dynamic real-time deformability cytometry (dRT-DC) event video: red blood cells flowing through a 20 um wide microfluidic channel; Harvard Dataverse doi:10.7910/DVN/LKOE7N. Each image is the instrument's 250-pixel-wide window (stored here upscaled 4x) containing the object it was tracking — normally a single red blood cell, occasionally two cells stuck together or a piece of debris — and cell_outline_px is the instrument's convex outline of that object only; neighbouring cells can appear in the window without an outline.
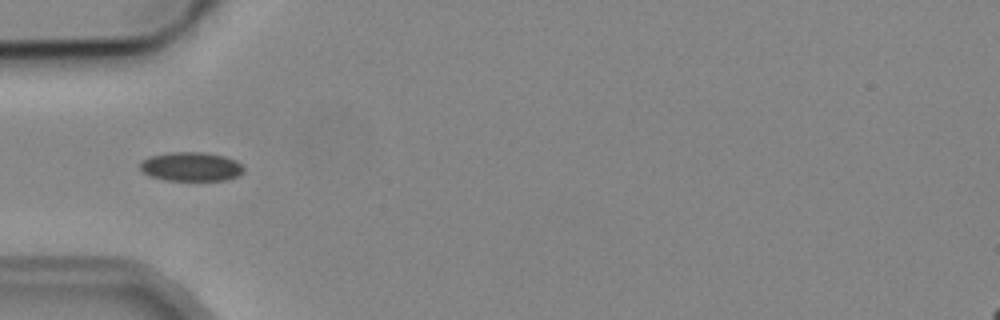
{"species": "common noctule bat (a hibernating species)", "species_latin": "Nyctalus noctula", "temperature_condition": "cold", "stored_images_in_passage": 7, "camera_frame_rate_fps": 3000, "um_per_image_px": 0.085, "animal": {"sex": "male", "body_mass_g": 19.2, "forearm_length_mm": 51.8}, "frame": {"image": 1, "passage_image": 5, "time_ms": 5.667, "image_size_px": [1000, 320], "cell_outline_px": [[244, 172], [236, 176], [224, 180], [164, 180], [148, 176], [140, 168], [140, 160], [148, 156], [168, 152], [204, 152], [224, 156], [236, 160], [244, 168]], "centroid_in_image_um": [16.2, 14.15], "position_along_channel_um": 68.8, "area_um2": 17.69}}
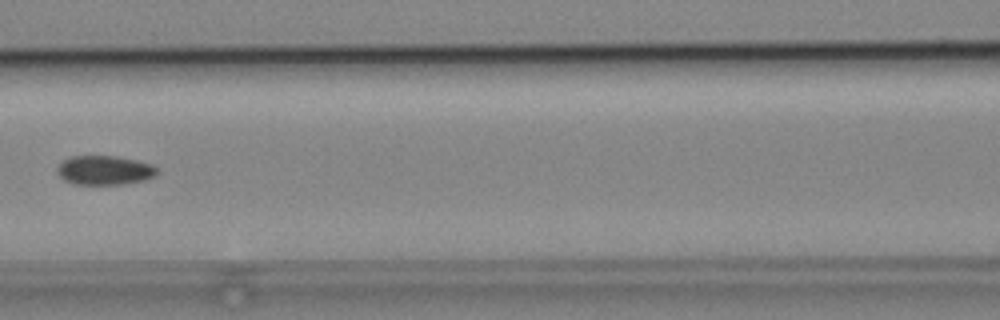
{"frame": {"image": 2, "passage_image": 7, "time_ms": 8.0, "image_size_px": [1000, 320], "cell_outline_px": [[156, 176], [144, 180], [120, 184], [76, 184], [64, 180], [56, 172], [56, 168], [64, 160], [72, 156], [116, 156], [136, 160], [152, 164], [156, 168]], "centroid_in_image_um": [8.87, 14.47], "position_along_channel_um": 157.7, "area_um2": 16.88}}